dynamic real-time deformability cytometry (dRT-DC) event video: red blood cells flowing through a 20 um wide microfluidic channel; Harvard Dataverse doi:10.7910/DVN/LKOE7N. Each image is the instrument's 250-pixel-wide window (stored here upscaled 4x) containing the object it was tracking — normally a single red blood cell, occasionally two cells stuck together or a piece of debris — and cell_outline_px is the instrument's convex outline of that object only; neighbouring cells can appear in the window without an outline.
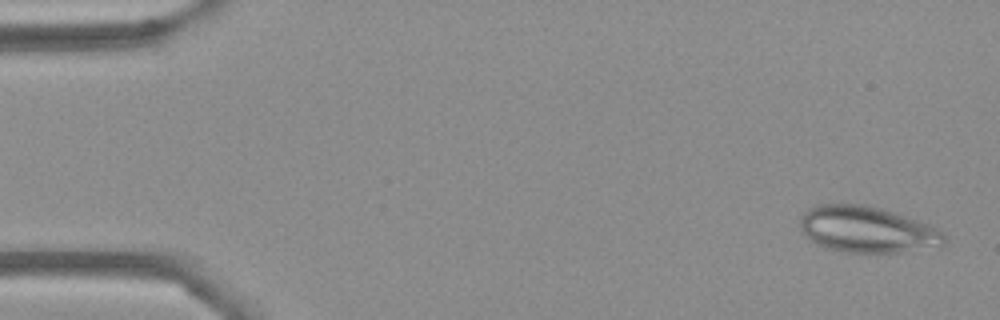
{"species": "Egyptian fruit bat (a non-hibernating species)", "species_latin": "Rousettus aegyptiacus", "temperature_condition": "cold", "stored_images_in_passage": 54, "camera_frame_rate_fps": 3000, "um_per_image_px": 0.085, "frame": {"image": 1, "passage_image": 2, "time_ms": 0.333, "image_size_px": [1000, 320], "cell_outline_px": [[944, 244], [940, 248], [896, 252], [844, 252], [828, 248], [816, 244], [804, 232], [800, 224], [800, 216], [808, 208], [820, 204], [864, 204], [896, 212], [916, 220], [944, 232]], "centroid_in_image_um": [73.72, 19.51], "position_along_channel_um": 11.3, "area_um2": 38.73}}
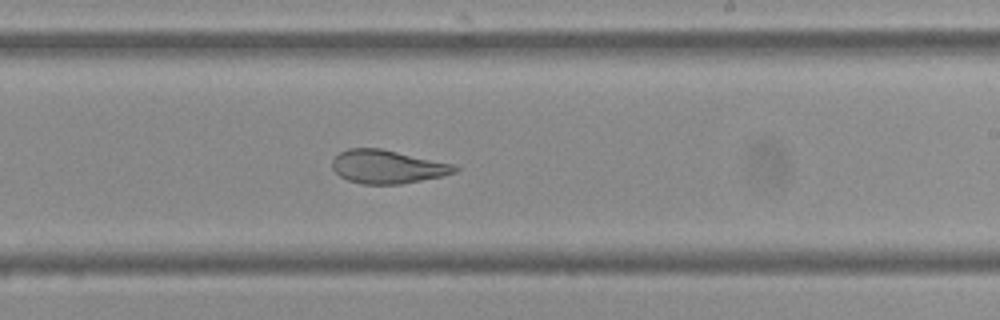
{"frame": {"image": 2, "passage_image": 32, "time_ms": 10.333, "image_size_px": [1000, 320], "cell_outline_px": [[460, 168], [456, 172], [440, 176], [400, 184], [364, 184], [348, 180], [340, 176], [332, 168], [332, 160], [340, 152], [348, 148], [380, 148], [456, 164]], "centroid_in_image_um": [32.94, 14.16], "position_along_channel_um": 256.1, "area_um2": 23.81}}
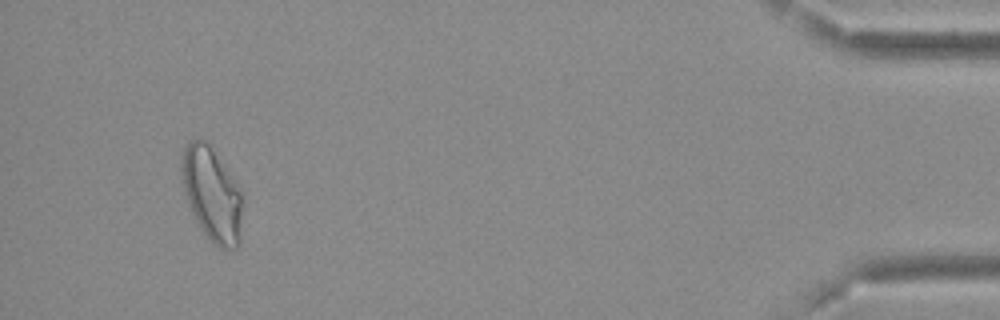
{"frame": {"image": 3, "passage_image": 51, "time_ms": 16.667, "image_size_px": [1000, 320], "cell_outline_px": [[244, 204], [240, 244], [236, 248], [220, 248], [212, 244], [196, 220], [188, 204], [184, 192], [180, 168], [180, 156], [184, 148], [192, 140], [200, 136], [208, 144], [240, 188], [244, 200]], "centroid_in_image_um": [18.03, 16.54], "position_along_channel_um": 417.2, "area_um2": 33.7}, "authors_computed_cell_mechanics": {"area_um2": 29.3335, "velocity_mm_per_s": 3.6782, "shape_relaxation_time_tau1_ms": null, "shape_relaxation_time_tau2_ms": 1.8796, "deformation_change_tau1": null, "deformation_change_tau2": 0.0758}}